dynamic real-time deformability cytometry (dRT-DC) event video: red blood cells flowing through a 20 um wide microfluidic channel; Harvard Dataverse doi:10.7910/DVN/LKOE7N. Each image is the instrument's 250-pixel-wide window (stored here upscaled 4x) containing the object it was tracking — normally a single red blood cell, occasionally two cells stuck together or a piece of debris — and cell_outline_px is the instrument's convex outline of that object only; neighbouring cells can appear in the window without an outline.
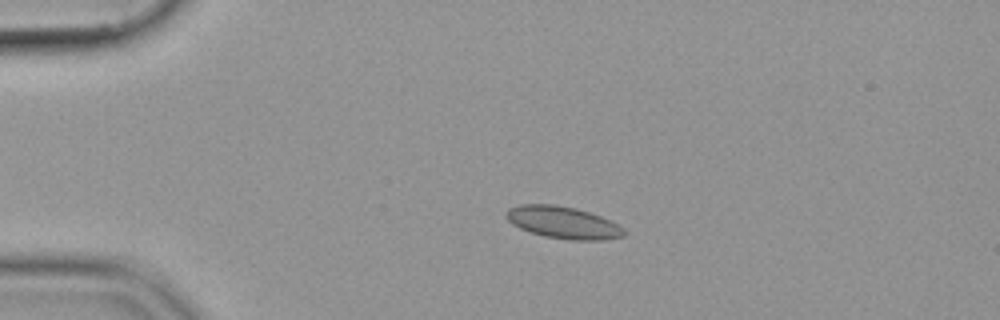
{"species": "common noctule bat (a hibernating species)", "species_latin": "Nyctalus noctula", "temperature_condition": "cold", "stored_images_in_passage": 46, "camera_frame_rate_fps": 3000, "um_per_image_px": 0.085, "animal": {"sex": "female", "body_mass_g": 19.9}, "frame": {"image": 1, "passage_image": 3, "time_ms": 0.667, "image_size_px": [1000, 320], "cell_outline_px": [[624, 236], [604, 240], [568, 240], [544, 236], [520, 228], [512, 224], [504, 216], [504, 212], [508, 208], [520, 204], [552, 204], [576, 208], [600, 216], [624, 228]], "centroid_in_image_um": [47.82, 18.91], "position_along_channel_um": 37.2, "area_um2": 22.02}}
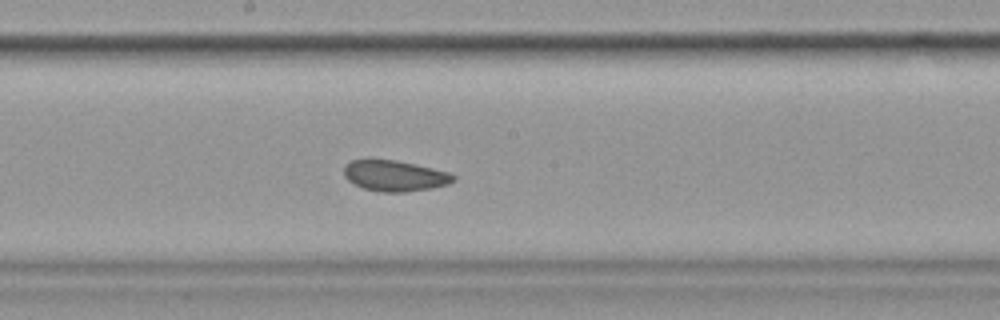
{"frame": {"image": 2, "passage_image": 21, "time_ms": 6.667, "image_size_px": [1000, 320], "cell_outline_px": [[456, 180], [448, 184], [432, 188], [404, 192], [380, 192], [364, 188], [348, 180], [344, 176], [344, 164], [352, 160], [368, 156], [396, 160], [432, 168], [448, 172], [456, 176]], "centroid_in_image_um": [33.5, 14.9], "position_along_channel_um": 214.7, "area_um2": 20.17}}
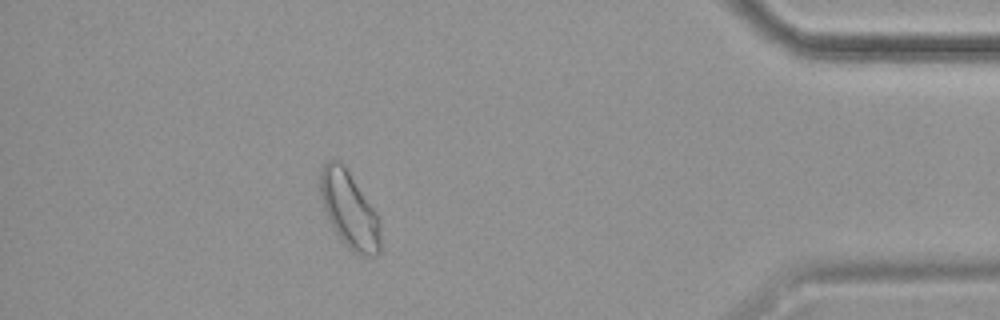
{"frame": {"image": 3, "passage_image": 40, "time_ms": 13.0, "image_size_px": [1000, 320], "cell_outline_px": [[380, 252], [376, 256], [360, 256], [352, 252], [340, 240], [324, 208], [320, 192], [320, 168], [332, 156], [340, 160], [344, 164], [376, 212], [380, 220]], "centroid_in_image_um": [29.7, 17.82], "position_along_channel_um": 405.5, "area_um2": 27.05}}